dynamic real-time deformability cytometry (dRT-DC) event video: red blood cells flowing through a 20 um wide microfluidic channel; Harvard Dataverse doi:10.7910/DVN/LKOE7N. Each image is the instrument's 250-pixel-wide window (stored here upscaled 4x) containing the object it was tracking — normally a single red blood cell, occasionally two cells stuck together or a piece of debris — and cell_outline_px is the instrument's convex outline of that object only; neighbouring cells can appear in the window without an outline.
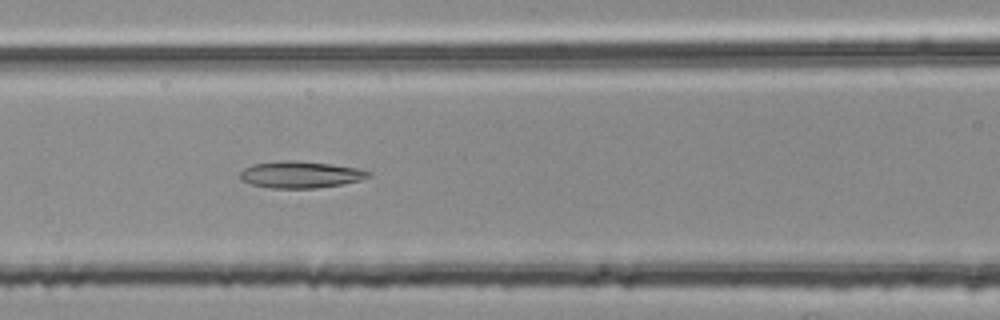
{"species": "common noctule bat (a hibernating species)", "species_latin": "Nyctalus noctula", "temperature_condition": "room temperature", "stored_images_in_passage": 52, "camera_frame_rate_fps": 3000, "um_per_image_px": 0.085, "animal": {"sex": "female", "body_mass_g": 25.1}, "frame": {"image": 1, "passage_image": 22, "time_ms": 7.0, "image_size_px": [1000, 320], "cell_outline_px": [[372, 176], [360, 180], [340, 184], [316, 188], [268, 188], [252, 184], [240, 180], [240, 172], [244, 168], [252, 164], [280, 160], [296, 160], [328, 164], [356, 168], [372, 172]], "centroid_in_image_um": [25.5, 14.84], "position_along_channel_um": 141.1, "area_um2": 20.0}}
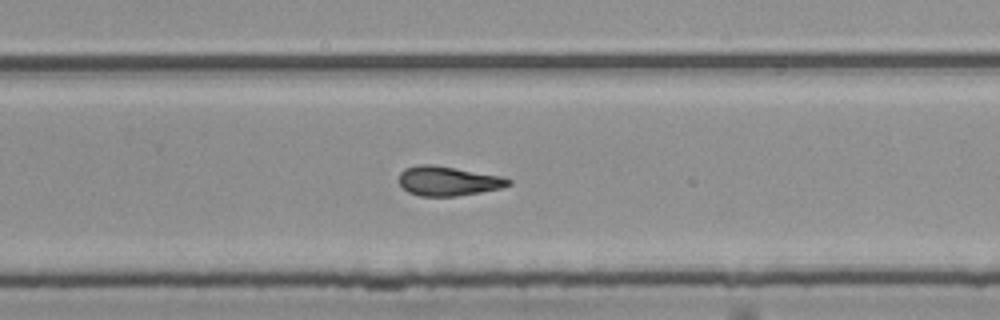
{"frame": {"image": 2, "passage_image": 34, "time_ms": 11.0, "image_size_px": [1000, 320], "cell_outline_px": [[512, 184], [500, 188], [480, 192], [456, 196], [420, 196], [408, 192], [400, 184], [400, 172], [404, 168], [416, 164], [432, 164], [500, 176], [512, 180]], "centroid_in_image_um": [38.06, 15.38], "position_along_channel_um": 291.7, "area_um2": 18.67}}
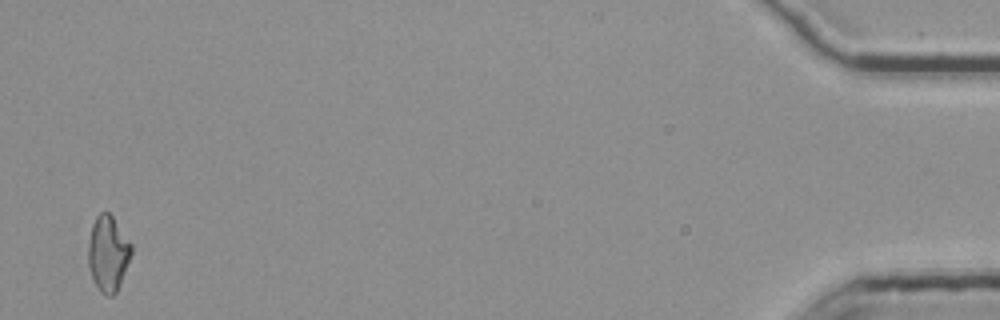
{"frame": {"image": 3, "passage_image": 52, "time_ms": 17.0, "image_size_px": [1000, 320], "cell_outline_px": [[132, 252], [116, 292], [112, 296], [104, 296], [100, 292], [92, 276], [88, 264], [88, 244], [92, 224], [96, 216], [100, 212], [108, 212], [112, 216], [132, 244]], "centroid_in_image_um": [9.17, 21.53], "position_along_channel_um": 426.0, "area_um2": 18.79}, "authors_computed_cell_mechanics": {"area_um2": 19.4208, "velocity_mm_per_s": 3.7782, "shape_relaxation_time_tau1_ms": null, "shape_relaxation_time_tau2_ms": 11.025, "deformation_change_tau1": null, "deformation_change_tau2": 0.274}}